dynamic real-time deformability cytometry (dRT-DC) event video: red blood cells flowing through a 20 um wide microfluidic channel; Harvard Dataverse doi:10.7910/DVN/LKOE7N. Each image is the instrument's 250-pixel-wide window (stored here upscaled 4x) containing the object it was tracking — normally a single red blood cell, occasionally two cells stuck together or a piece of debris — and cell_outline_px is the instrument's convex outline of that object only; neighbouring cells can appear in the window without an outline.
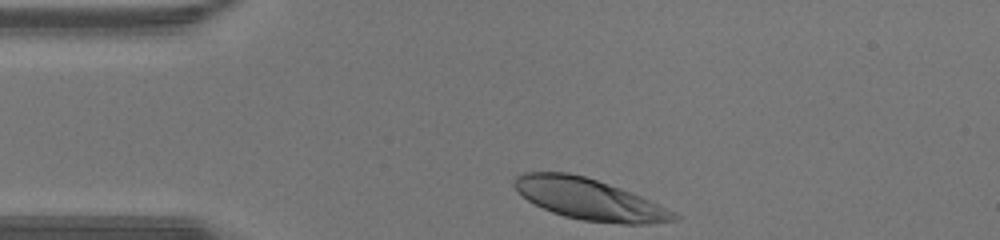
{"species": "human", "species_latin": "Homo sapiens", "temperature_condition": "warm", "stored_images_in_passage": 28, "camera_frame_rate_fps": 3000, "um_per_image_px": 0.085, "donor": {"sex": "male"}, "frame": {"image": 1, "passage_image": 1, "time_ms": 0.0, "image_size_px": [1000, 240], "cell_outline_px": [[680, 216], [676, 220], [644, 224], [620, 224], [580, 220], [564, 216], [552, 212], [528, 200], [512, 184], [512, 180], [516, 176], [524, 172], [568, 172], [584, 176], [632, 192], [676, 212]], "centroid_in_image_um": [50.1, 16.93], "position_along_channel_um": 34.9, "area_um2": 38.09}}
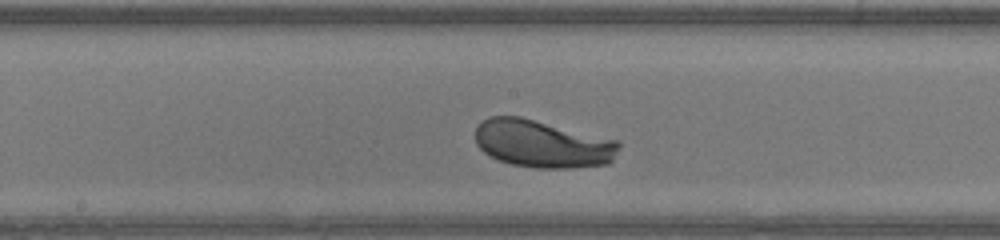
{"frame": {"image": 2, "passage_image": 15, "time_ms": 4.667, "image_size_px": [1000, 240], "cell_outline_px": [[620, 144], [612, 160], [608, 164], [568, 168], [536, 168], [512, 164], [500, 160], [484, 152], [476, 144], [476, 128], [488, 116], [520, 116], [620, 140]], "centroid_in_image_um": [46.13, 12.21], "position_along_channel_um": 202.1, "area_um2": 39.82}}
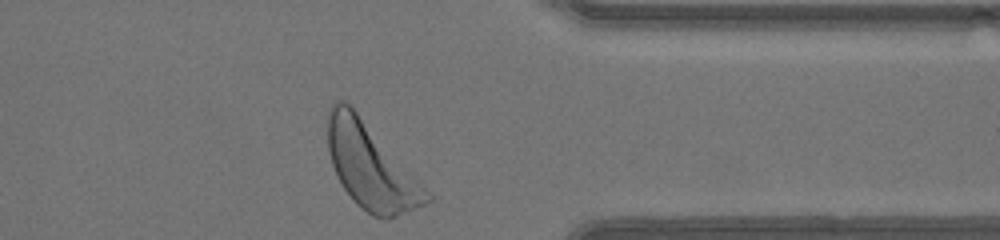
{"frame": {"image": 3, "passage_image": 28, "time_ms": 9.0, "image_size_px": [1000, 240], "cell_outline_px": [[432, 200], [424, 204], [388, 220], [384, 220], [372, 216], [360, 208], [352, 200], [336, 176], [328, 152], [328, 108], [336, 100], [344, 100], [356, 112], [432, 196]], "centroid_in_image_um": [31.46, 14.19], "position_along_channel_um": 379.9, "area_um2": 47.92}, "authors_computed_cell_mechanics": {"area_um2": 39.7086, "velocity_mm_per_s": 4.3858, "shape_relaxation_time_tau1_ms": 1.9528, "shape_relaxation_time_tau2_ms": null, "deformation_change_tau1": 0.1822, "deformation_change_tau2": null}}